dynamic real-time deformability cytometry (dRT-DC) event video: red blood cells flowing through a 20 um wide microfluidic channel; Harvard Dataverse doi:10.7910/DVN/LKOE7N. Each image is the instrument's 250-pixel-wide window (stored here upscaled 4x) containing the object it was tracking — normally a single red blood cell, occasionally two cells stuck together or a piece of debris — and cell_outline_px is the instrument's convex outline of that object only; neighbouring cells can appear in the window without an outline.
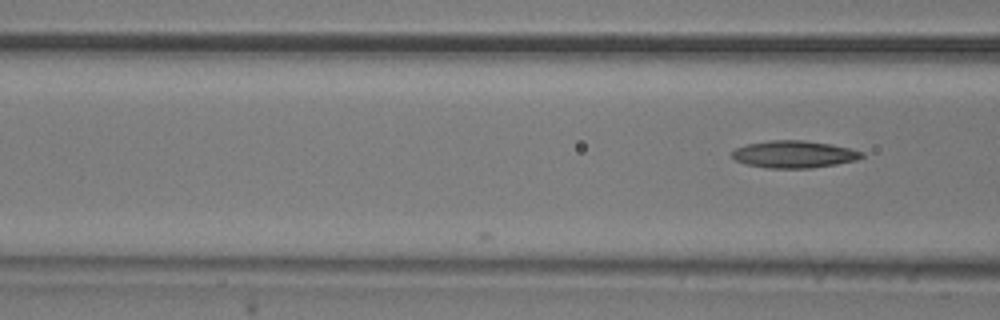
{"species": "common noctule bat (a hibernating species)", "species_latin": "Nyctalus noctula", "temperature_condition": "room temperature", "stored_images_in_passage": 6, "camera_frame_rate_fps": 3000, "um_per_image_px": 0.085, "animal": {"sex": "male", "body_mass_g": 20.5, "forearm_length_mm": 52.5}, "frame": {"image": 1, "passage_image": 6, "time_ms": 1.667, "image_size_px": [1000, 320], "cell_outline_px": [[864, 156], [856, 160], [836, 164], [808, 168], [768, 168], [748, 164], [736, 160], [732, 156], [732, 152], [736, 148], [748, 144], [772, 140], [804, 140], [832, 144], [864, 152]], "centroid_in_image_um": [67.52, 13.11], "position_along_channel_um": 99.1, "area_um2": 20.35}}